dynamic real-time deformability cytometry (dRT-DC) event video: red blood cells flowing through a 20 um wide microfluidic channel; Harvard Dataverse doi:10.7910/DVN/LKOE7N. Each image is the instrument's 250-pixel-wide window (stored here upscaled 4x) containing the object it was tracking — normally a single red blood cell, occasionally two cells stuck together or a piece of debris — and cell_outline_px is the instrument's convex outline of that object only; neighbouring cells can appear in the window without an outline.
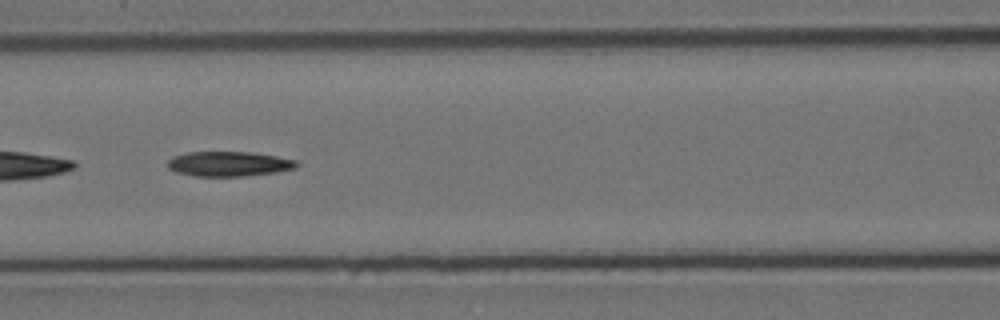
{"species": "Egyptian fruit bat (a non-hibernating species)", "species_latin": "Rousettus aegyptiacus", "temperature_condition": "cold", "stored_images_in_passage": 16, "camera_frame_rate_fps": 3000, "um_per_image_px": 0.085, "animal": {"sex": "female"}, "frame": {"image": 1, "passage_image": 7, "time_ms": 2.0, "image_size_px": [1000, 320], "cell_outline_px": [[300, 164], [296, 168], [276, 172], [244, 176], [192, 176], [176, 172], [168, 168], [168, 160], [172, 156], [188, 152], [248, 152], [276, 156], [296, 160]], "centroid_in_image_um": [19.44, 13.93], "position_along_channel_um": 147.2, "area_um2": 18.73}}
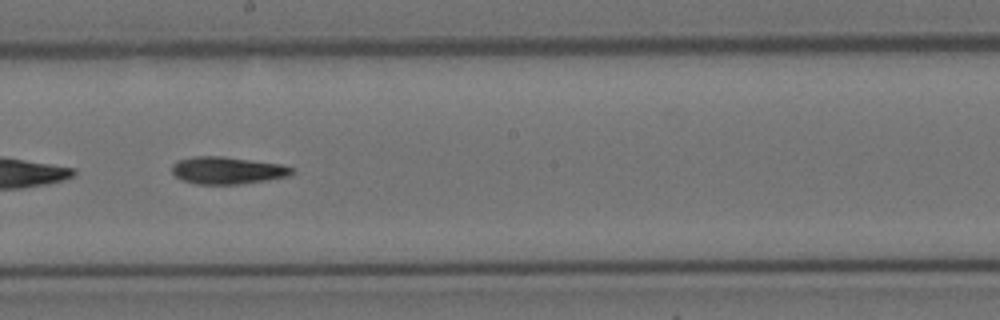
{"frame": {"image": 2, "passage_image": 14, "time_ms": 4.333, "image_size_px": [1000, 320], "cell_outline_px": [[296, 172], [288, 176], [240, 184], [196, 184], [180, 180], [172, 172], [172, 164], [176, 160], [192, 156], [224, 156], [280, 164], [296, 168]], "centroid_in_image_um": [19.3, 14.47], "position_along_channel_um": 228.9, "area_um2": 19.25}}